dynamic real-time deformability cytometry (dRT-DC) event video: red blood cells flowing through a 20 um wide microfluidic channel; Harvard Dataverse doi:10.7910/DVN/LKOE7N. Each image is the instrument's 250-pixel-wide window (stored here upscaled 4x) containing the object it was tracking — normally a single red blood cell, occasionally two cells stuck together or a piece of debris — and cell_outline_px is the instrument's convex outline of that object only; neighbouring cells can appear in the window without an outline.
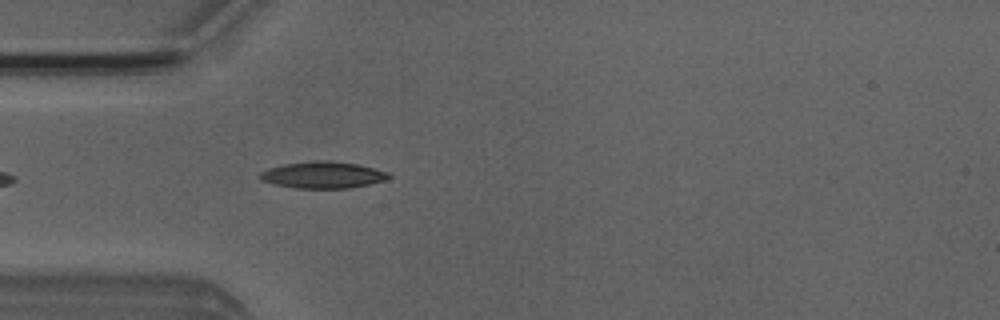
{"species": "Egyptian fruit bat (a non-hibernating species)", "species_latin": "Rousettus aegyptiacus", "temperature_condition": "room temperature", "stored_images_in_passage": 4, "camera_frame_rate_fps": 3000, "um_per_image_px": 0.085, "animal": {"sex": "male"}, "frame": {"image": 1, "passage_image": 4, "time_ms": 3.333, "image_size_px": [1000, 320], "cell_outline_px": [[392, 176], [384, 180], [368, 184], [348, 188], [296, 188], [272, 184], [260, 180], [256, 176], [260, 172], [268, 168], [284, 164], [312, 160], [328, 160], [356, 164], [388, 172]], "centroid_in_image_um": [27.36, 14.86], "position_along_channel_um": 57.6, "area_um2": 20.06}}